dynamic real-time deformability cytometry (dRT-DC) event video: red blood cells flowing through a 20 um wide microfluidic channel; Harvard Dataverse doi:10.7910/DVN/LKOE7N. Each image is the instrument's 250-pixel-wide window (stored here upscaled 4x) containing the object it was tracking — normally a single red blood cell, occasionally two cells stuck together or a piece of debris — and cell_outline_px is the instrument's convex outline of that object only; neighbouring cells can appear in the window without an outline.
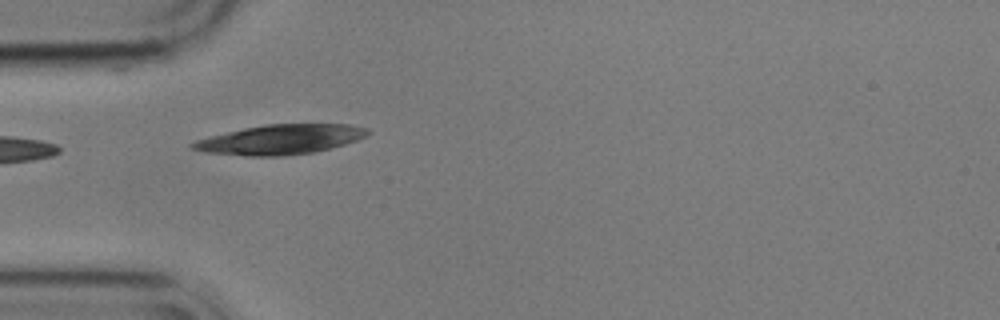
{"species": "common noctule bat (a hibernating species)", "species_latin": "Nyctalus noctula", "temperature_condition": "cold", "stored_images_in_passage": 3, "camera_frame_rate_fps": 3000, "um_per_image_px": 0.085, "animal": {"sex": "male", "body_mass_g": 17.9}, "frame": {"image": 1, "passage_image": 1, "time_ms": 0.0, "image_size_px": [1000, 320], "cell_outline_px": [[372, 132], [356, 140], [332, 148], [316, 152], [284, 156], [248, 156], [204, 152], [192, 148], [188, 144], [196, 140], [244, 128], [264, 124], [352, 124], [368, 128]], "centroid_in_image_um": [23.87, 11.86], "position_along_channel_um": 61.1, "area_um2": 30.35}}